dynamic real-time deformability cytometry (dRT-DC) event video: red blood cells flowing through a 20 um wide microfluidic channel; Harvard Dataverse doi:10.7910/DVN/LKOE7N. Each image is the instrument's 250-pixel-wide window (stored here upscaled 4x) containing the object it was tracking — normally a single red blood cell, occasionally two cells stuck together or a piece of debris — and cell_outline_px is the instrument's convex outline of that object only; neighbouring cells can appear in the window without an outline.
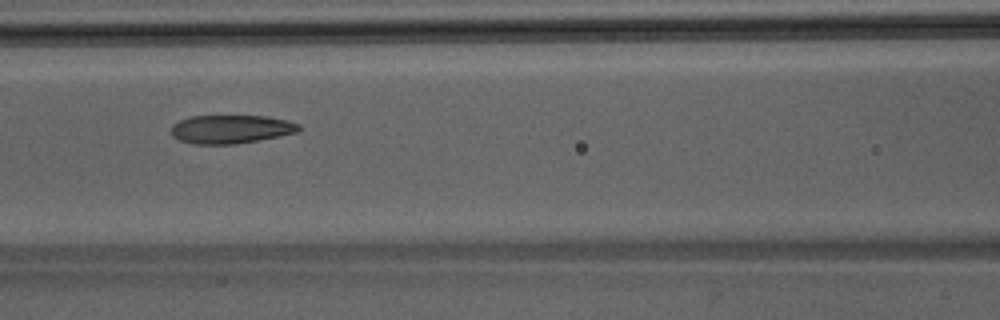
{"species": "Egyptian fruit bat (a non-hibernating species)", "species_latin": "Rousettus aegyptiacus", "temperature_condition": "room temperature", "stored_images_in_passage": 35, "camera_frame_rate_fps": 3000, "um_per_image_px": 0.085, "animal": {"sex": "male"}, "frame": {"image": 1, "passage_image": 9, "time_ms": 2.667, "image_size_px": [1000, 320], "cell_outline_px": [[300, 128], [296, 132], [280, 136], [236, 144], [192, 144], [180, 140], [172, 136], [172, 124], [180, 120], [192, 116], [264, 116], [284, 120], [300, 124]], "centroid_in_image_um": [19.6, 10.98], "position_along_channel_um": 147.0, "area_um2": 21.04}}
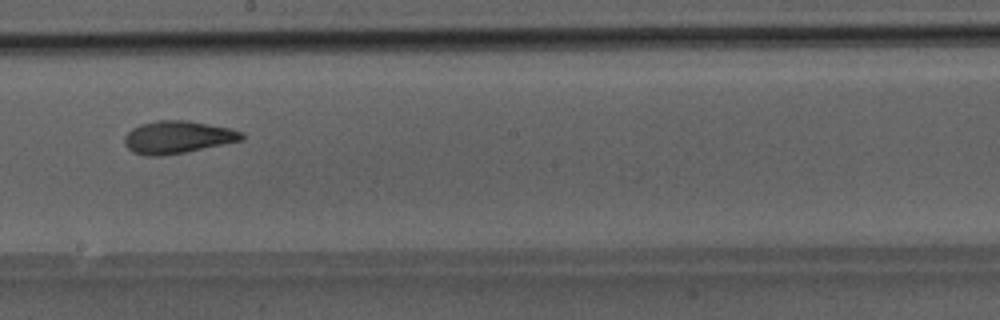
{"frame": {"image": 2, "passage_image": 15, "time_ms": 4.667, "image_size_px": [1000, 320], "cell_outline_px": [[244, 140], [164, 156], [144, 156], [132, 152], [124, 144], [124, 136], [132, 128], [140, 124], [156, 120], [188, 120], [232, 128], [244, 132]], "centroid_in_image_um": [15.1, 11.66], "position_along_channel_um": 233.1, "area_um2": 22.54}}
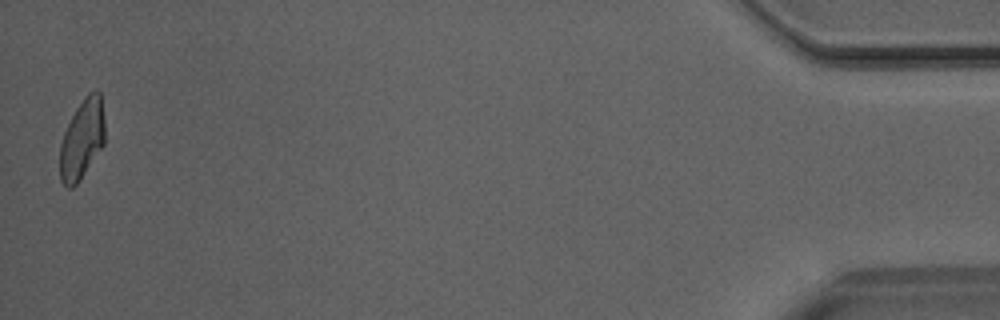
{"frame": {"image": 3, "passage_image": 35, "time_ms": 11.333, "image_size_px": [1000, 320], "cell_outline_px": [[104, 144], [80, 180], [72, 188], [68, 188], [60, 180], [60, 144], [64, 132], [76, 108], [84, 96], [88, 92], [96, 88], [100, 92], [104, 116]], "centroid_in_image_um": [6.98, 11.81], "position_along_channel_um": 428.2, "area_um2": 20.98}}